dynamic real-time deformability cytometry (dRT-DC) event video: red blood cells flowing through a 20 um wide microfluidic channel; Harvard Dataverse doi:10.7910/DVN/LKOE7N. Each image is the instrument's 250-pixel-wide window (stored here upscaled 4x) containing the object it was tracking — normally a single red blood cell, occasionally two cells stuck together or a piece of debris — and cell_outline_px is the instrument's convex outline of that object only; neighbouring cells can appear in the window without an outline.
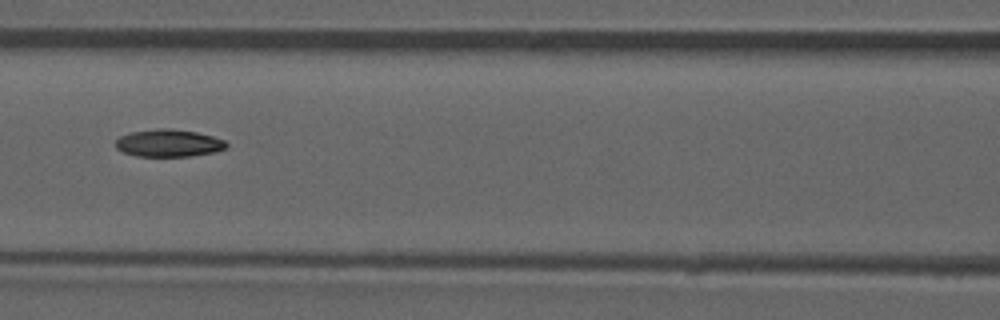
{"species": "common noctule bat (a hibernating species)", "species_latin": "Nyctalus noctula", "temperature_condition": "room temperature", "stored_images_in_passage": 52, "camera_frame_rate_fps": 3000, "um_per_image_px": 0.085, "animal": {"sex": "male", "forearm_length_mm": 52.5}, "frame": {"image": 1, "passage_image": 23, "time_ms": 7.333, "image_size_px": [1000, 320], "cell_outline_px": [[228, 144], [224, 148], [216, 152], [188, 156], [136, 156], [124, 152], [116, 148], [116, 140], [120, 136], [132, 132], [156, 128], [172, 128], [196, 132], [212, 136], [224, 140]], "centroid_in_image_um": [14.33, 12.16], "position_along_channel_um": 152.3, "area_um2": 17.63}, "authors_computed_cell_mechanics": {"area_um2": 17.7735, "velocity_mm_per_s": 3.9475, "shape_relaxation_time_tau1_ms": 5.6024, "shape_relaxation_time_tau2_ms": 5.341, "deformation_change_tau1": 0.1657, "deformation_change_tau2": 0.095}}